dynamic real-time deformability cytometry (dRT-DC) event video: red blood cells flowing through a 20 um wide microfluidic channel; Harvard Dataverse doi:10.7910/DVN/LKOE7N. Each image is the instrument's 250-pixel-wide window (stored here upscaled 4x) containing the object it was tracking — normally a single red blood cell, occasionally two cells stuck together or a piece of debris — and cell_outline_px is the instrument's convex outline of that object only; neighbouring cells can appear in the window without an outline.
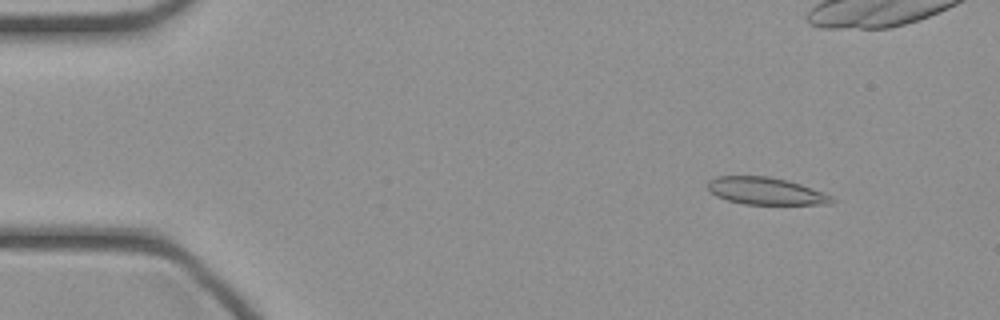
{"species": "common noctule bat (a hibernating species)", "species_latin": "Nyctalus noctula", "temperature_condition": "cold", "stored_images_in_passage": 45, "camera_frame_rate_fps": 3000, "um_per_image_px": 0.085, "animal": {"sex": "female", "body_mass_g": 21.9}, "frame": {"image": 1, "passage_image": 4, "time_ms": 1.0, "image_size_px": [1000, 320], "cell_outline_px": [[836, 200], [832, 204], [744, 204], [728, 200], [716, 196], [708, 188], [708, 180], [716, 176], [768, 176], [788, 180], [824, 192], [832, 196]], "centroid_in_image_um": [65.11, 16.23], "position_along_channel_um": 19.9, "area_um2": 19.71}}
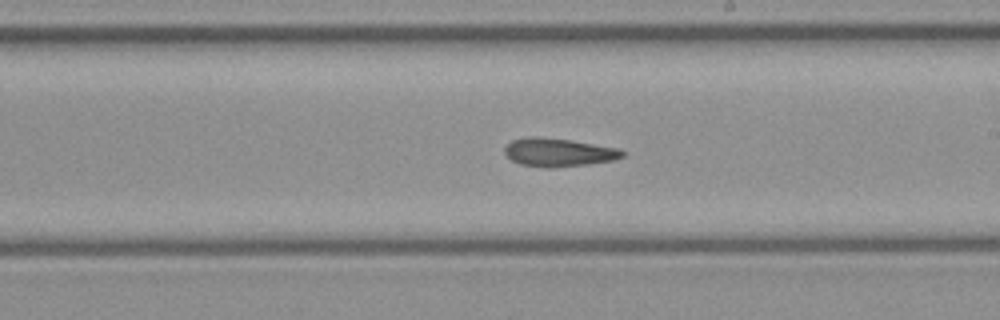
{"frame": {"image": 2, "passage_image": 25, "time_ms": 8.0, "image_size_px": [1000, 320], "cell_outline_px": [[628, 152], [624, 156], [612, 160], [588, 164], [552, 168], [548, 168], [520, 164], [512, 160], [504, 152], [504, 148], [512, 140], [528, 136], [540, 136], [568, 140], [620, 148]], "centroid_in_image_um": [47.49, 12.94], "position_along_channel_um": 241.5, "area_um2": 19.48}}
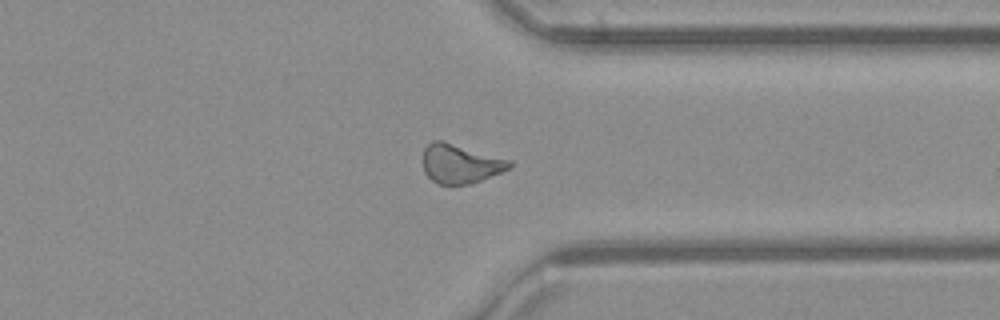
{"frame": {"image": 3, "passage_image": 34, "time_ms": 11.0, "image_size_px": [1000, 320], "cell_outline_px": [[512, 164], [508, 168], [500, 172], [480, 180], [468, 184], [436, 184], [424, 172], [424, 148], [432, 140], [444, 140], [512, 160]], "centroid_in_image_um": [39.11, 13.89], "position_along_channel_um": 372.3, "area_um2": 19.65}}